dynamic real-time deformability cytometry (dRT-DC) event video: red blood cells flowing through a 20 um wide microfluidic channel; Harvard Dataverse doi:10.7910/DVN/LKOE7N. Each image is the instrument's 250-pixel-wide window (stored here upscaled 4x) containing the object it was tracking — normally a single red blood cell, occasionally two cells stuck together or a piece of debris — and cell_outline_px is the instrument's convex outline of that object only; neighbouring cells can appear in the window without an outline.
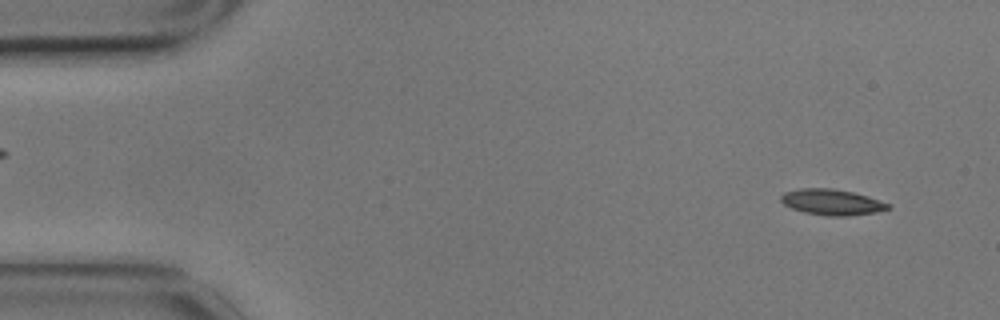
{"species": "common noctule bat (a hibernating species)", "species_latin": "Nyctalus noctula", "temperature_condition": "cold", "stored_images_in_passage": 56, "camera_frame_rate_fps": 3000, "um_per_image_px": 0.085, "animal": {"sex": "male", "body_mass_g": 17.9}, "frame": {"image": 1, "passage_image": 3, "time_ms": 0.667, "image_size_px": [1000, 320], "cell_outline_px": [[892, 208], [876, 212], [848, 216], [828, 216], [804, 212], [792, 208], [784, 204], [780, 200], [780, 196], [784, 192], [800, 188], [832, 188], [852, 192], [868, 196], [892, 204]], "centroid_in_image_um": [70.73, 17.18], "position_along_channel_um": 14.3, "area_um2": 16.24}}
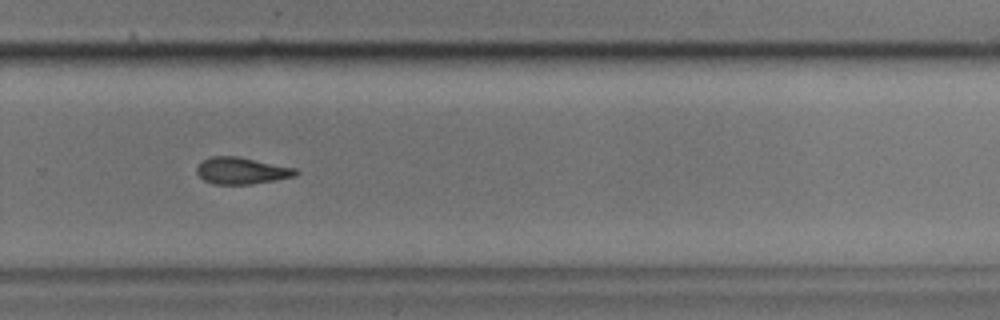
{"frame": {"image": 2, "passage_image": 37, "time_ms": 12.0, "image_size_px": [1000, 320], "cell_outline_px": [[300, 172], [296, 176], [276, 180], [248, 184], [212, 184], [204, 180], [196, 172], [196, 168], [200, 160], [212, 156], [240, 156], [296, 168]], "centroid_in_image_um": [20.53, 14.5], "position_along_channel_um": 309.3, "area_um2": 15.66}}
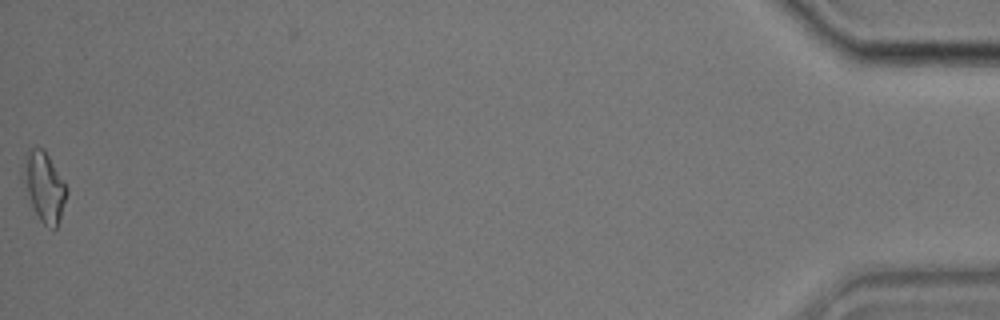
{"frame": {"image": 3, "passage_image": 56, "time_ms": 18.333, "image_size_px": [1000, 320], "cell_outline_px": [[68, 192], [60, 220], [56, 228], [52, 228], [44, 224], [40, 220], [32, 204], [20, 176], [20, 172], [24, 152], [28, 148], [36, 144], [44, 148], [68, 188]], "centroid_in_image_um": [3.71, 15.76], "position_along_channel_um": 431.5, "area_um2": 18.15}, "authors_computed_cell_mechanics": {"area_um2": 15.895, "velocity_mm_per_s": 3.4834, "shape_relaxation_time_tau1_ms": 6.6421, "shape_relaxation_time_tau2_ms": null, "deformation_change_tau1": 0.1946, "deformation_change_tau2": null}}